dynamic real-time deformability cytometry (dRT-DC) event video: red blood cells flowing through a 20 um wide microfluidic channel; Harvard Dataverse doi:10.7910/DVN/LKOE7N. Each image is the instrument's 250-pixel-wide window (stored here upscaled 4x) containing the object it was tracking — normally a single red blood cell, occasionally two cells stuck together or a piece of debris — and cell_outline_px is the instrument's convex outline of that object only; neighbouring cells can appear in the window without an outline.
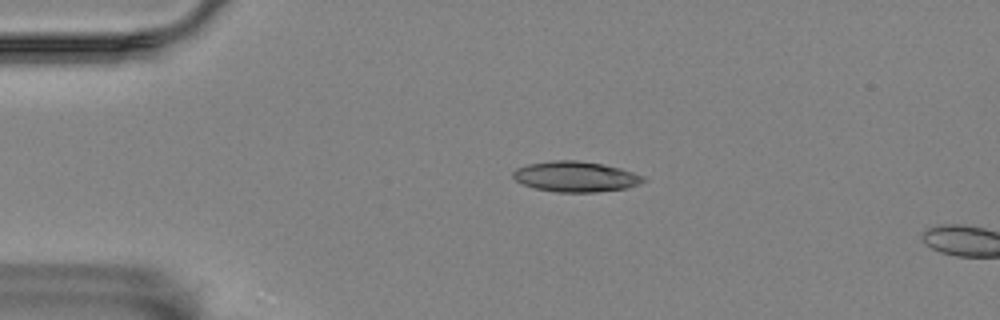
{"species": "Egyptian fruit bat (a non-hibernating species)", "species_latin": "Rousettus aegyptiacus", "temperature_condition": "room temperature", "stored_images_in_passage": 4, "camera_frame_rate_fps": 3000, "um_per_image_px": 0.085, "animal": {"sex": "female"}, "frame": {"image": 1, "passage_image": 3, "time_ms": 2.333, "image_size_px": [1000, 320], "cell_outline_px": [[648, 180], [640, 184], [628, 188], [596, 192], [556, 192], [536, 188], [524, 184], [516, 180], [512, 176], [512, 172], [516, 168], [528, 164], [556, 160], [576, 160], [604, 164], [620, 168], [644, 176]], "centroid_in_image_um": [48.97, 15.01], "position_along_channel_um": 36.0, "area_um2": 23.18}}